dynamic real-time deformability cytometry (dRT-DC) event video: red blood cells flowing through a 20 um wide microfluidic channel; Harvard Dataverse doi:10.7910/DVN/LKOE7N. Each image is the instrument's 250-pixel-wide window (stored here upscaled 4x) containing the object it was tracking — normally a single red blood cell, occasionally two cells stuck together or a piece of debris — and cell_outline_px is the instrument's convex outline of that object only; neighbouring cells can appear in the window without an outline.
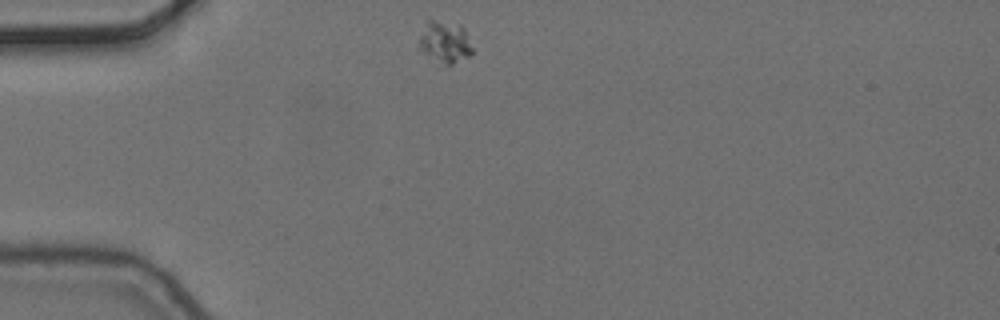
{"species": "common noctule bat (a hibernating species)", "species_latin": "Nyctalus noctula", "temperature_condition": "cold", "stored_images_in_passage": 4, "camera_frame_rate_fps": 3000, "um_per_image_px": 0.085, "animal": {"sex": "female", "body_mass_g": 24.6, "forearm_length_mm": 56.2}, "frame": {"image": 1, "passage_image": 1, "time_ms": 0.0, "image_size_px": [1000, 320], "cell_outline_px": [[472, 52], [468, 56], [452, 64], [448, 64], [416, 48], [420, 36], [428, 20], [432, 20], [460, 24], [464, 28], [472, 48]], "centroid_in_image_um": [37.81, 3.53], "position_along_channel_um": 47.2, "area_um2": 12.48}}
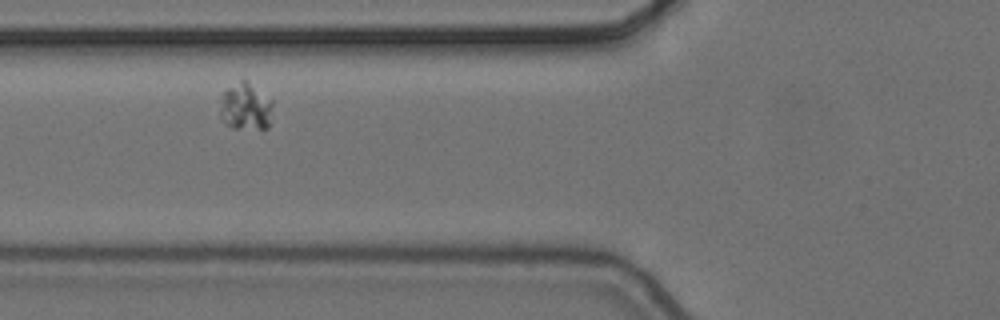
{"frame": {"image": 2, "passage_image": 3, "time_ms": 0.667, "image_size_px": [1000, 320], "cell_outline_px": [[272, 104], [268, 128], [232, 128], [224, 124], [220, 116], [220, 96], [240, 76], [244, 76], [272, 100]], "centroid_in_image_um": [20.83, 9.0], "position_along_channel_um": 105.0, "area_um2": 14.97}}
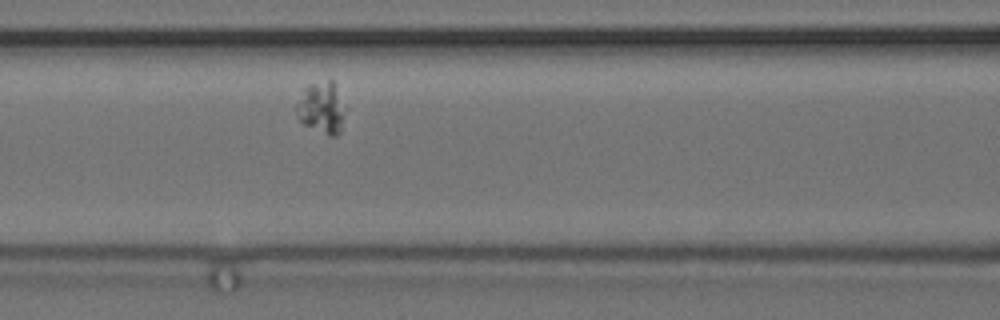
{"frame": {"image": 3, "passage_image": 4, "time_ms": 1.0, "image_size_px": [1000, 320], "cell_outline_px": [[340, 132], [336, 136], [328, 136], [304, 124], [296, 116], [296, 104], [304, 88], [308, 84], [328, 80], [332, 80], [340, 116]], "centroid_in_image_um": [27.17, 9.19], "position_along_channel_um": 139.4, "area_um2": 13.35}}